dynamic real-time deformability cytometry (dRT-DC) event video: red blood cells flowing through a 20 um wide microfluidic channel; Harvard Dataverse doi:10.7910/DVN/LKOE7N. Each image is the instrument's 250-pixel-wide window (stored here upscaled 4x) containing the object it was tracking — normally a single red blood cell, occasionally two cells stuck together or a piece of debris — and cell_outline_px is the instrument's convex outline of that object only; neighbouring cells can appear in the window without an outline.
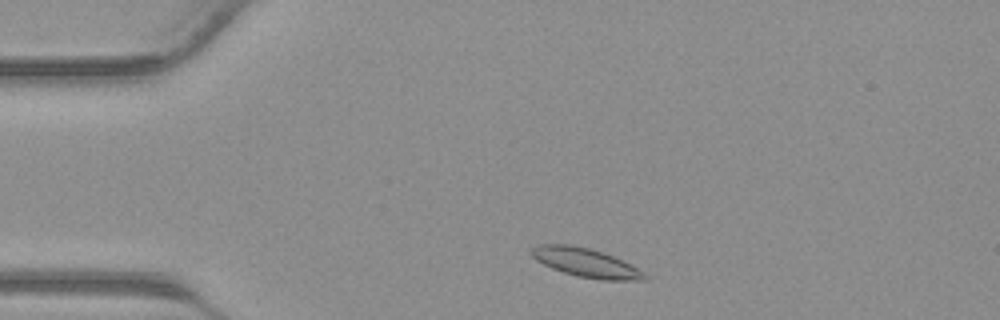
{"species": "common noctule bat (a hibernating species)", "species_latin": "Nyctalus noctula", "temperature_condition": "warm", "stored_images_in_passage": 36, "camera_frame_rate_fps": 3000, "um_per_image_px": 0.085, "animal": {"sex": "male", "body_mass_g": 23.1, "forearm_length_mm": 52.7}, "frame": {"image": 1, "passage_image": 3, "time_ms": 0.667, "image_size_px": [1000, 320], "cell_outline_px": [[648, 280], [600, 280], [580, 276], [564, 272], [552, 268], [536, 260], [528, 252], [532, 248], [540, 244], [568, 244], [592, 248], [604, 252], [644, 272], [648, 276]], "centroid_in_image_um": [49.77, 22.31], "position_along_channel_um": 35.2, "area_um2": 18.9}}
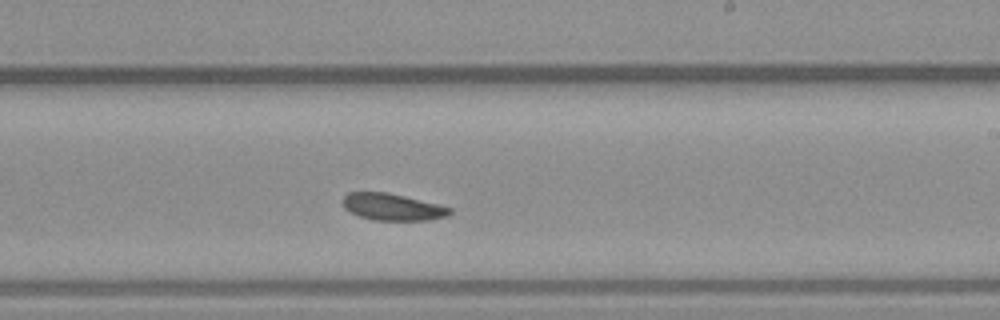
{"frame": {"image": 2, "passage_image": 19, "time_ms": 6.0, "image_size_px": [1000, 320], "cell_outline_px": [[452, 212], [448, 216], [432, 220], [372, 220], [360, 216], [344, 208], [344, 196], [348, 192], [384, 192], [404, 196], [452, 208]], "centroid_in_image_um": [33.38, 17.6], "position_along_channel_um": 255.6, "area_um2": 16.53}}
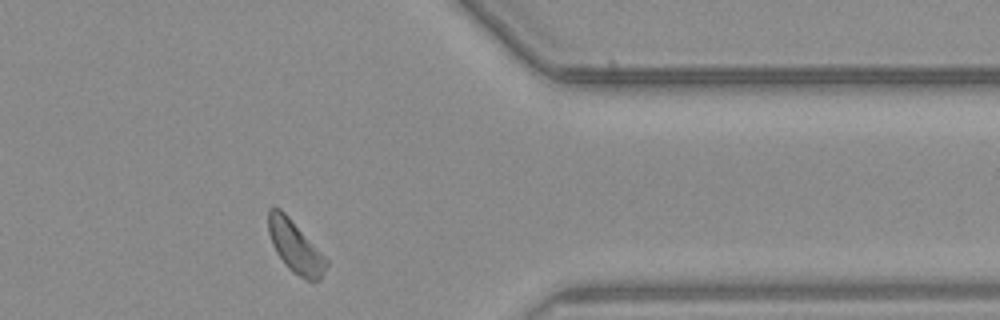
{"frame": {"image": 3, "passage_image": 28, "time_ms": 9.0, "image_size_px": [1000, 320], "cell_outline_px": [[328, 264], [320, 280], [308, 280], [292, 272], [284, 264], [276, 252], [272, 244], [268, 232], [268, 208], [280, 208], [288, 216], [328, 260]], "centroid_in_image_um": [25.08, 20.98], "position_along_channel_um": 386.3, "area_um2": 17.28}}